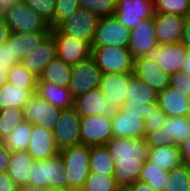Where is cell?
Segmentation results:
<instances>
[{
	"instance_id": "42",
	"label": "cell",
	"mask_w": 190,
	"mask_h": 191,
	"mask_svg": "<svg viewBox=\"0 0 190 191\" xmlns=\"http://www.w3.org/2000/svg\"><path fill=\"white\" fill-rule=\"evenodd\" d=\"M53 29V15L56 0H23Z\"/></svg>"
},
{
	"instance_id": "7",
	"label": "cell",
	"mask_w": 190,
	"mask_h": 191,
	"mask_svg": "<svg viewBox=\"0 0 190 191\" xmlns=\"http://www.w3.org/2000/svg\"><path fill=\"white\" fill-rule=\"evenodd\" d=\"M102 74L91 55L77 64L71 65V79L68 89L73 99L99 88Z\"/></svg>"
},
{
	"instance_id": "36",
	"label": "cell",
	"mask_w": 190,
	"mask_h": 191,
	"mask_svg": "<svg viewBox=\"0 0 190 191\" xmlns=\"http://www.w3.org/2000/svg\"><path fill=\"white\" fill-rule=\"evenodd\" d=\"M114 175L90 172L81 191H118Z\"/></svg>"
},
{
	"instance_id": "5",
	"label": "cell",
	"mask_w": 190,
	"mask_h": 191,
	"mask_svg": "<svg viewBox=\"0 0 190 191\" xmlns=\"http://www.w3.org/2000/svg\"><path fill=\"white\" fill-rule=\"evenodd\" d=\"M125 96L126 102L120 109L123 113H135L145 119L158 107L159 92L135 76L129 80Z\"/></svg>"
},
{
	"instance_id": "54",
	"label": "cell",
	"mask_w": 190,
	"mask_h": 191,
	"mask_svg": "<svg viewBox=\"0 0 190 191\" xmlns=\"http://www.w3.org/2000/svg\"><path fill=\"white\" fill-rule=\"evenodd\" d=\"M23 2V0H0V12H2L6 7L12 4Z\"/></svg>"
},
{
	"instance_id": "17",
	"label": "cell",
	"mask_w": 190,
	"mask_h": 191,
	"mask_svg": "<svg viewBox=\"0 0 190 191\" xmlns=\"http://www.w3.org/2000/svg\"><path fill=\"white\" fill-rule=\"evenodd\" d=\"M159 43L156 39L153 17L144 19L130 32L128 50L135 58L147 56V54Z\"/></svg>"
},
{
	"instance_id": "26",
	"label": "cell",
	"mask_w": 190,
	"mask_h": 191,
	"mask_svg": "<svg viewBox=\"0 0 190 191\" xmlns=\"http://www.w3.org/2000/svg\"><path fill=\"white\" fill-rule=\"evenodd\" d=\"M51 32L10 33L7 44L13 56L21 61L24 56L35 50Z\"/></svg>"
},
{
	"instance_id": "20",
	"label": "cell",
	"mask_w": 190,
	"mask_h": 191,
	"mask_svg": "<svg viewBox=\"0 0 190 191\" xmlns=\"http://www.w3.org/2000/svg\"><path fill=\"white\" fill-rule=\"evenodd\" d=\"M133 76V73L102 74L99 89L117 109H121L126 102L128 83Z\"/></svg>"
},
{
	"instance_id": "50",
	"label": "cell",
	"mask_w": 190,
	"mask_h": 191,
	"mask_svg": "<svg viewBox=\"0 0 190 191\" xmlns=\"http://www.w3.org/2000/svg\"><path fill=\"white\" fill-rule=\"evenodd\" d=\"M180 155L182 163L190 166V137L180 146Z\"/></svg>"
},
{
	"instance_id": "41",
	"label": "cell",
	"mask_w": 190,
	"mask_h": 191,
	"mask_svg": "<svg viewBox=\"0 0 190 191\" xmlns=\"http://www.w3.org/2000/svg\"><path fill=\"white\" fill-rule=\"evenodd\" d=\"M79 9V0H56L53 29L57 28L63 21L69 19Z\"/></svg>"
},
{
	"instance_id": "40",
	"label": "cell",
	"mask_w": 190,
	"mask_h": 191,
	"mask_svg": "<svg viewBox=\"0 0 190 191\" xmlns=\"http://www.w3.org/2000/svg\"><path fill=\"white\" fill-rule=\"evenodd\" d=\"M116 4V0H79L80 9L88 10L99 17L114 15Z\"/></svg>"
},
{
	"instance_id": "9",
	"label": "cell",
	"mask_w": 190,
	"mask_h": 191,
	"mask_svg": "<svg viewBox=\"0 0 190 191\" xmlns=\"http://www.w3.org/2000/svg\"><path fill=\"white\" fill-rule=\"evenodd\" d=\"M131 30L115 15L100 17L92 46H117L127 48Z\"/></svg>"
},
{
	"instance_id": "22",
	"label": "cell",
	"mask_w": 190,
	"mask_h": 191,
	"mask_svg": "<svg viewBox=\"0 0 190 191\" xmlns=\"http://www.w3.org/2000/svg\"><path fill=\"white\" fill-rule=\"evenodd\" d=\"M56 56V41L50 33L35 50L27 53L20 63L38 78L43 69Z\"/></svg>"
},
{
	"instance_id": "19",
	"label": "cell",
	"mask_w": 190,
	"mask_h": 191,
	"mask_svg": "<svg viewBox=\"0 0 190 191\" xmlns=\"http://www.w3.org/2000/svg\"><path fill=\"white\" fill-rule=\"evenodd\" d=\"M133 75L159 93L169 87L170 76L160 68L156 61L147 56L134 59Z\"/></svg>"
},
{
	"instance_id": "38",
	"label": "cell",
	"mask_w": 190,
	"mask_h": 191,
	"mask_svg": "<svg viewBox=\"0 0 190 191\" xmlns=\"http://www.w3.org/2000/svg\"><path fill=\"white\" fill-rule=\"evenodd\" d=\"M154 13L190 15V0H153Z\"/></svg>"
},
{
	"instance_id": "53",
	"label": "cell",
	"mask_w": 190,
	"mask_h": 191,
	"mask_svg": "<svg viewBox=\"0 0 190 191\" xmlns=\"http://www.w3.org/2000/svg\"><path fill=\"white\" fill-rule=\"evenodd\" d=\"M181 72L190 76V49H187L186 56L182 63Z\"/></svg>"
},
{
	"instance_id": "32",
	"label": "cell",
	"mask_w": 190,
	"mask_h": 191,
	"mask_svg": "<svg viewBox=\"0 0 190 191\" xmlns=\"http://www.w3.org/2000/svg\"><path fill=\"white\" fill-rule=\"evenodd\" d=\"M114 165V160L105 145L90 146V172L113 175Z\"/></svg>"
},
{
	"instance_id": "34",
	"label": "cell",
	"mask_w": 190,
	"mask_h": 191,
	"mask_svg": "<svg viewBox=\"0 0 190 191\" xmlns=\"http://www.w3.org/2000/svg\"><path fill=\"white\" fill-rule=\"evenodd\" d=\"M163 191H190V166L181 163L168 175Z\"/></svg>"
},
{
	"instance_id": "10",
	"label": "cell",
	"mask_w": 190,
	"mask_h": 191,
	"mask_svg": "<svg viewBox=\"0 0 190 191\" xmlns=\"http://www.w3.org/2000/svg\"><path fill=\"white\" fill-rule=\"evenodd\" d=\"M80 119L81 116L74 107L60 111L57 124L53 129L54 140L59 150L81 144Z\"/></svg>"
},
{
	"instance_id": "45",
	"label": "cell",
	"mask_w": 190,
	"mask_h": 191,
	"mask_svg": "<svg viewBox=\"0 0 190 191\" xmlns=\"http://www.w3.org/2000/svg\"><path fill=\"white\" fill-rule=\"evenodd\" d=\"M146 144L149 148L165 146L166 145V134L163 127L155 132H146Z\"/></svg>"
},
{
	"instance_id": "4",
	"label": "cell",
	"mask_w": 190,
	"mask_h": 191,
	"mask_svg": "<svg viewBox=\"0 0 190 191\" xmlns=\"http://www.w3.org/2000/svg\"><path fill=\"white\" fill-rule=\"evenodd\" d=\"M1 14L11 33L51 32V27L26 3L6 7Z\"/></svg>"
},
{
	"instance_id": "56",
	"label": "cell",
	"mask_w": 190,
	"mask_h": 191,
	"mask_svg": "<svg viewBox=\"0 0 190 191\" xmlns=\"http://www.w3.org/2000/svg\"><path fill=\"white\" fill-rule=\"evenodd\" d=\"M41 191H72L68 188H62V187H52V186H48L44 189H41Z\"/></svg>"
},
{
	"instance_id": "51",
	"label": "cell",
	"mask_w": 190,
	"mask_h": 191,
	"mask_svg": "<svg viewBox=\"0 0 190 191\" xmlns=\"http://www.w3.org/2000/svg\"><path fill=\"white\" fill-rule=\"evenodd\" d=\"M10 33L9 28L6 26L4 17L0 12V46L8 41Z\"/></svg>"
},
{
	"instance_id": "16",
	"label": "cell",
	"mask_w": 190,
	"mask_h": 191,
	"mask_svg": "<svg viewBox=\"0 0 190 191\" xmlns=\"http://www.w3.org/2000/svg\"><path fill=\"white\" fill-rule=\"evenodd\" d=\"M56 41L57 57L69 65L77 64L91 55V47L79 38L64 33H51Z\"/></svg>"
},
{
	"instance_id": "15",
	"label": "cell",
	"mask_w": 190,
	"mask_h": 191,
	"mask_svg": "<svg viewBox=\"0 0 190 191\" xmlns=\"http://www.w3.org/2000/svg\"><path fill=\"white\" fill-rule=\"evenodd\" d=\"M187 48L181 43L158 45L153 48L147 57L156 61L160 68L169 76L180 72Z\"/></svg>"
},
{
	"instance_id": "55",
	"label": "cell",
	"mask_w": 190,
	"mask_h": 191,
	"mask_svg": "<svg viewBox=\"0 0 190 191\" xmlns=\"http://www.w3.org/2000/svg\"><path fill=\"white\" fill-rule=\"evenodd\" d=\"M7 68L0 63V87L7 81Z\"/></svg>"
},
{
	"instance_id": "48",
	"label": "cell",
	"mask_w": 190,
	"mask_h": 191,
	"mask_svg": "<svg viewBox=\"0 0 190 191\" xmlns=\"http://www.w3.org/2000/svg\"><path fill=\"white\" fill-rule=\"evenodd\" d=\"M18 188L7 172L0 173V191H18Z\"/></svg>"
},
{
	"instance_id": "33",
	"label": "cell",
	"mask_w": 190,
	"mask_h": 191,
	"mask_svg": "<svg viewBox=\"0 0 190 191\" xmlns=\"http://www.w3.org/2000/svg\"><path fill=\"white\" fill-rule=\"evenodd\" d=\"M33 124L24 120L3 140L11 152L27 151Z\"/></svg>"
},
{
	"instance_id": "49",
	"label": "cell",
	"mask_w": 190,
	"mask_h": 191,
	"mask_svg": "<svg viewBox=\"0 0 190 191\" xmlns=\"http://www.w3.org/2000/svg\"><path fill=\"white\" fill-rule=\"evenodd\" d=\"M187 49H190V15L185 17L182 37L180 41Z\"/></svg>"
},
{
	"instance_id": "14",
	"label": "cell",
	"mask_w": 190,
	"mask_h": 191,
	"mask_svg": "<svg viewBox=\"0 0 190 191\" xmlns=\"http://www.w3.org/2000/svg\"><path fill=\"white\" fill-rule=\"evenodd\" d=\"M73 107L81 117L100 114L113 118L118 111L113 103L103 96L99 88L75 98Z\"/></svg>"
},
{
	"instance_id": "58",
	"label": "cell",
	"mask_w": 190,
	"mask_h": 191,
	"mask_svg": "<svg viewBox=\"0 0 190 191\" xmlns=\"http://www.w3.org/2000/svg\"><path fill=\"white\" fill-rule=\"evenodd\" d=\"M118 191H132L128 186H120Z\"/></svg>"
},
{
	"instance_id": "52",
	"label": "cell",
	"mask_w": 190,
	"mask_h": 191,
	"mask_svg": "<svg viewBox=\"0 0 190 191\" xmlns=\"http://www.w3.org/2000/svg\"><path fill=\"white\" fill-rule=\"evenodd\" d=\"M132 191H156L149 184L144 181L138 180L133 184L128 185Z\"/></svg>"
},
{
	"instance_id": "47",
	"label": "cell",
	"mask_w": 190,
	"mask_h": 191,
	"mask_svg": "<svg viewBox=\"0 0 190 191\" xmlns=\"http://www.w3.org/2000/svg\"><path fill=\"white\" fill-rule=\"evenodd\" d=\"M11 151L0 141V173L7 172L10 164Z\"/></svg>"
},
{
	"instance_id": "37",
	"label": "cell",
	"mask_w": 190,
	"mask_h": 191,
	"mask_svg": "<svg viewBox=\"0 0 190 191\" xmlns=\"http://www.w3.org/2000/svg\"><path fill=\"white\" fill-rule=\"evenodd\" d=\"M169 172L159 169L158 166L148 162L143 164L139 180L146 182L156 191H163Z\"/></svg>"
},
{
	"instance_id": "11",
	"label": "cell",
	"mask_w": 190,
	"mask_h": 191,
	"mask_svg": "<svg viewBox=\"0 0 190 191\" xmlns=\"http://www.w3.org/2000/svg\"><path fill=\"white\" fill-rule=\"evenodd\" d=\"M81 144L89 146L105 145L112 137V118L92 115L80 119Z\"/></svg>"
},
{
	"instance_id": "39",
	"label": "cell",
	"mask_w": 190,
	"mask_h": 191,
	"mask_svg": "<svg viewBox=\"0 0 190 191\" xmlns=\"http://www.w3.org/2000/svg\"><path fill=\"white\" fill-rule=\"evenodd\" d=\"M7 81L18 86H37L38 78L18 62L8 69Z\"/></svg>"
},
{
	"instance_id": "27",
	"label": "cell",
	"mask_w": 190,
	"mask_h": 191,
	"mask_svg": "<svg viewBox=\"0 0 190 191\" xmlns=\"http://www.w3.org/2000/svg\"><path fill=\"white\" fill-rule=\"evenodd\" d=\"M34 162L27 151L11 152L7 174L18 187L29 184L30 169Z\"/></svg>"
},
{
	"instance_id": "21",
	"label": "cell",
	"mask_w": 190,
	"mask_h": 191,
	"mask_svg": "<svg viewBox=\"0 0 190 191\" xmlns=\"http://www.w3.org/2000/svg\"><path fill=\"white\" fill-rule=\"evenodd\" d=\"M27 152L35 161L45 160L59 153L53 130L33 124Z\"/></svg>"
},
{
	"instance_id": "13",
	"label": "cell",
	"mask_w": 190,
	"mask_h": 191,
	"mask_svg": "<svg viewBox=\"0 0 190 191\" xmlns=\"http://www.w3.org/2000/svg\"><path fill=\"white\" fill-rule=\"evenodd\" d=\"M153 0H117L115 17L133 30L144 19L153 17Z\"/></svg>"
},
{
	"instance_id": "30",
	"label": "cell",
	"mask_w": 190,
	"mask_h": 191,
	"mask_svg": "<svg viewBox=\"0 0 190 191\" xmlns=\"http://www.w3.org/2000/svg\"><path fill=\"white\" fill-rule=\"evenodd\" d=\"M162 127L166 134V145L180 146L190 137V116H166Z\"/></svg>"
},
{
	"instance_id": "2",
	"label": "cell",
	"mask_w": 190,
	"mask_h": 191,
	"mask_svg": "<svg viewBox=\"0 0 190 191\" xmlns=\"http://www.w3.org/2000/svg\"><path fill=\"white\" fill-rule=\"evenodd\" d=\"M64 161V172L68 175V189L81 191L90 173V146L78 144L59 150Z\"/></svg>"
},
{
	"instance_id": "3",
	"label": "cell",
	"mask_w": 190,
	"mask_h": 191,
	"mask_svg": "<svg viewBox=\"0 0 190 191\" xmlns=\"http://www.w3.org/2000/svg\"><path fill=\"white\" fill-rule=\"evenodd\" d=\"M64 169L60 153L45 160L35 161L30 169L28 185L38 189L48 186L68 188V175Z\"/></svg>"
},
{
	"instance_id": "35",
	"label": "cell",
	"mask_w": 190,
	"mask_h": 191,
	"mask_svg": "<svg viewBox=\"0 0 190 191\" xmlns=\"http://www.w3.org/2000/svg\"><path fill=\"white\" fill-rule=\"evenodd\" d=\"M24 120L23 110L20 108L8 107L0 110V141L6 139Z\"/></svg>"
},
{
	"instance_id": "12",
	"label": "cell",
	"mask_w": 190,
	"mask_h": 191,
	"mask_svg": "<svg viewBox=\"0 0 190 191\" xmlns=\"http://www.w3.org/2000/svg\"><path fill=\"white\" fill-rule=\"evenodd\" d=\"M22 110L25 120L51 130L56 126L61 111L37 93L29 99Z\"/></svg>"
},
{
	"instance_id": "31",
	"label": "cell",
	"mask_w": 190,
	"mask_h": 191,
	"mask_svg": "<svg viewBox=\"0 0 190 191\" xmlns=\"http://www.w3.org/2000/svg\"><path fill=\"white\" fill-rule=\"evenodd\" d=\"M71 79V65L64 63L57 56L51 60L38 77V82H49L68 87Z\"/></svg>"
},
{
	"instance_id": "57",
	"label": "cell",
	"mask_w": 190,
	"mask_h": 191,
	"mask_svg": "<svg viewBox=\"0 0 190 191\" xmlns=\"http://www.w3.org/2000/svg\"><path fill=\"white\" fill-rule=\"evenodd\" d=\"M18 191H41V189L26 185V186L19 187Z\"/></svg>"
},
{
	"instance_id": "28",
	"label": "cell",
	"mask_w": 190,
	"mask_h": 191,
	"mask_svg": "<svg viewBox=\"0 0 190 191\" xmlns=\"http://www.w3.org/2000/svg\"><path fill=\"white\" fill-rule=\"evenodd\" d=\"M147 161L158 166L159 169L170 172L182 163L180 148L175 144L149 148Z\"/></svg>"
},
{
	"instance_id": "44",
	"label": "cell",
	"mask_w": 190,
	"mask_h": 191,
	"mask_svg": "<svg viewBox=\"0 0 190 191\" xmlns=\"http://www.w3.org/2000/svg\"><path fill=\"white\" fill-rule=\"evenodd\" d=\"M166 114L157 107L155 110H152L150 114L144 119L146 132H155L160 129L164 123Z\"/></svg>"
},
{
	"instance_id": "25",
	"label": "cell",
	"mask_w": 190,
	"mask_h": 191,
	"mask_svg": "<svg viewBox=\"0 0 190 191\" xmlns=\"http://www.w3.org/2000/svg\"><path fill=\"white\" fill-rule=\"evenodd\" d=\"M36 93L37 86H18L6 81L0 87V110L8 107L22 109Z\"/></svg>"
},
{
	"instance_id": "46",
	"label": "cell",
	"mask_w": 190,
	"mask_h": 191,
	"mask_svg": "<svg viewBox=\"0 0 190 191\" xmlns=\"http://www.w3.org/2000/svg\"><path fill=\"white\" fill-rule=\"evenodd\" d=\"M18 62L20 61L12 54L11 46H9L7 42L3 43L0 46V63L3 67L9 69Z\"/></svg>"
},
{
	"instance_id": "24",
	"label": "cell",
	"mask_w": 190,
	"mask_h": 191,
	"mask_svg": "<svg viewBox=\"0 0 190 191\" xmlns=\"http://www.w3.org/2000/svg\"><path fill=\"white\" fill-rule=\"evenodd\" d=\"M157 103L166 116H190V97L170 86L159 93Z\"/></svg>"
},
{
	"instance_id": "43",
	"label": "cell",
	"mask_w": 190,
	"mask_h": 191,
	"mask_svg": "<svg viewBox=\"0 0 190 191\" xmlns=\"http://www.w3.org/2000/svg\"><path fill=\"white\" fill-rule=\"evenodd\" d=\"M169 86L177 90L180 94L190 97V76L177 72L170 76Z\"/></svg>"
},
{
	"instance_id": "1",
	"label": "cell",
	"mask_w": 190,
	"mask_h": 191,
	"mask_svg": "<svg viewBox=\"0 0 190 191\" xmlns=\"http://www.w3.org/2000/svg\"><path fill=\"white\" fill-rule=\"evenodd\" d=\"M105 146L114 160L116 183L128 186L138 181L149 149L145 138L111 137Z\"/></svg>"
},
{
	"instance_id": "23",
	"label": "cell",
	"mask_w": 190,
	"mask_h": 191,
	"mask_svg": "<svg viewBox=\"0 0 190 191\" xmlns=\"http://www.w3.org/2000/svg\"><path fill=\"white\" fill-rule=\"evenodd\" d=\"M112 137L143 139L146 137L145 120L135 113H123L118 109L112 118Z\"/></svg>"
},
{
	"instance_id": "8",
	"label": "cell",
	"mask_w": 190,
	"mask_h": 191,
	"mask_svg": "<svg viewBox=\"0 0 190 191\" xmlns=\"http://www.w3.org/2000/svg\"><path fill=\"white\" fill-rule=\"evenodd\" d=\"M99 20L100 17L98 15L85 9H79L69 19L63 21L57 28L51 29V33L73 35L85 41L91 47L96 35Z\"/></svg>"
},
{
	"instance_id": "18",
	"label": "cell",
	"mask_w": 190,
	"mask_h": 191,
	"mask_svg": "<svg viewBox=\"0 0 190 191\" xmlns=\"http://www.w3.org/2000/svg\"><path fill=\"white\" fill-rule=\"evenodd\" d=\"M154 29L159 45L179 43L182 37L184 16L169 13H154Z\"/></svg>"
},
{
	"instance_id": "6",
	"label": "cell",
	"mask_w": 190,
	"mask_h": 191,
	"mask_svg": "<svg viewBox=\"0 0 190 191\" xmlns=\"http://www.w3.org/2000/svg\"><path fill=\"white\" fill-rule=\"evenodd\" d=\"M91 56L103 74L133 73L134 57L128 48L91 46Z\"/></svg>"
},
{
	"instance_id": "29",
	"label": "cell",
	"mask_w": 190,
	"mask_h": 191,
	"mask_svg": "<svg viewBox=\"0 0 190 191\" xmlns=\"http://www.w3.org/2000/svg\"><path fill=\"white\" fill-rule=\"evenodd\" d=\"M37 94L61 110L74 106V99L68 87L58 86L49 82H38Z\"/></svg>"
}]
</instances>
